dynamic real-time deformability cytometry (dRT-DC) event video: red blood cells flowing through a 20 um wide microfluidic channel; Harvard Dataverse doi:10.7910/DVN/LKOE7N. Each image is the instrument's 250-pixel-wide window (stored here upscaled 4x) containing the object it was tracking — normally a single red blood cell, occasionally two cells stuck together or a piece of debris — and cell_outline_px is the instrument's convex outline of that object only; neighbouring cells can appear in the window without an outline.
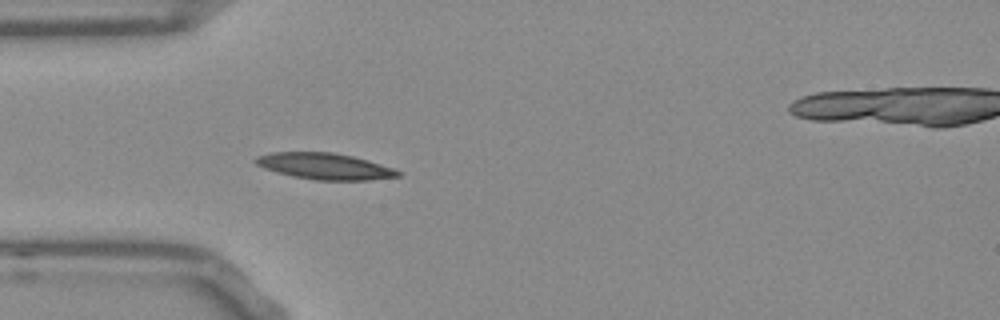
{"species": "Egyptian fruit bat (a non-hibernating species)", "species_latin": "Rousettus aegyptiacus", "temperature_condition": "room temperature", "stored_images_in_passage": 15, "camera_frame_rate_fps": 3000, "um_per_image_px": 0.085, "frame": {"image": 1, "passage_image": 5, "time_ms": 1.333, "image_size_px": [1000, 320], "cell_outline_px": [[400, 176], [368, 180], [316, 180], [292, 176], [276, 172], [264, 168], [256, 164], [252, 160], [256, 156], [272, 152], [332, 152], [352, 156], [368, 160], [392, 168], [400, 172]], "centroid_in_image_um": [27.55, 14.12], "position_along_channel_um": 57.5, "area_um2": 21.73}}
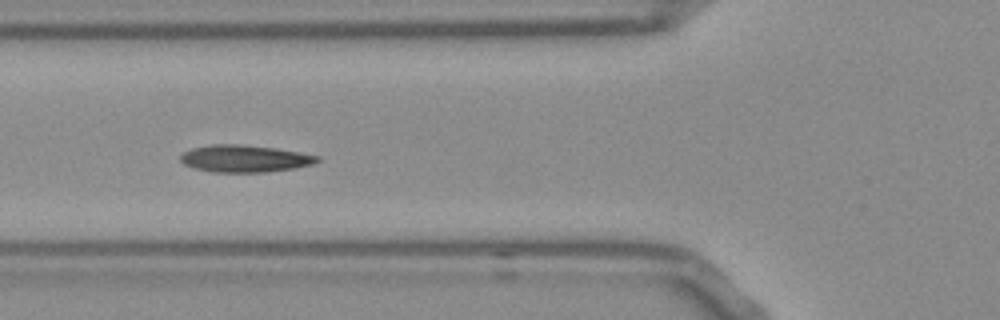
{"frame": {"image": 2, "passage_image": 9, "time_ms": 2.667, "image_size_px": [1000, 320], "cell_outline_px": [[320, 160], [312, 164], [296, 168], [264, 172], [212, 172], [196, 168], [184, 164], [180, 160], [180, 156], [184, 152], [192, 148], [212, 144], [240, 144], [272, 148], [300, 152], [320, 156]], "centroid_in_image_um": [20.81, 13.48], "position_along_channel_um": 105.0, "area_um2": 21.5}}